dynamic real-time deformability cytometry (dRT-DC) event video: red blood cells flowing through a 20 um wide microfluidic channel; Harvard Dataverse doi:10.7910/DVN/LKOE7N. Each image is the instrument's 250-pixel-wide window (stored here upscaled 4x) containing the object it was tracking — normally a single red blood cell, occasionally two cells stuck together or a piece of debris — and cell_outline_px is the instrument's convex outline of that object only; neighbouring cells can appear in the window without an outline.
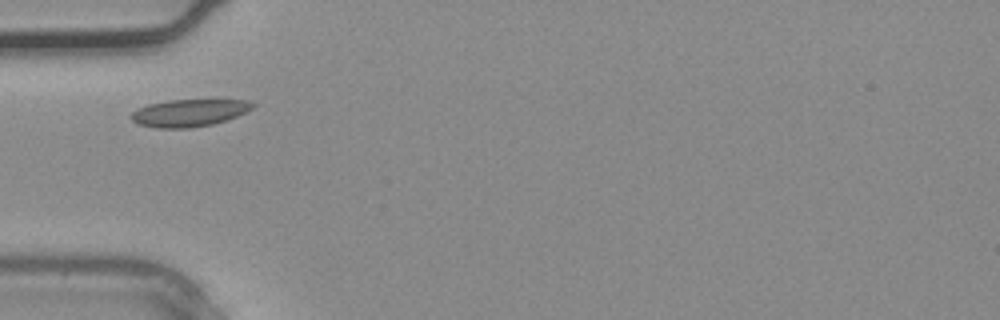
{"species": "common noctule bat (a hibernating species)", "species_latin": "Nyctalus noctula", "temperature_condition": "warm", "stored_images_in_passage": 1, "camera_frame_rate_fps": 3000, "um_per_image_px": 0.085, "animal": {"sex": "male", "body_mass_g": 20.4}, "frame": {"image": 1, "passage_image": 1, "time_ms": 0.0, "image_size_px": [1000, 320], "cell_outline_px": [[256, 104], [252, 108], [228, 120], [212, 124], [192, 128], [156, 128], [136, 124], [128, 116], [136, 108], [148, 104], [168, 100], [248, 100]], "centroid_in_image_um": [16.02, 9.6], "position_along_channel_um": 69.0, "area_um2": 19.48}}